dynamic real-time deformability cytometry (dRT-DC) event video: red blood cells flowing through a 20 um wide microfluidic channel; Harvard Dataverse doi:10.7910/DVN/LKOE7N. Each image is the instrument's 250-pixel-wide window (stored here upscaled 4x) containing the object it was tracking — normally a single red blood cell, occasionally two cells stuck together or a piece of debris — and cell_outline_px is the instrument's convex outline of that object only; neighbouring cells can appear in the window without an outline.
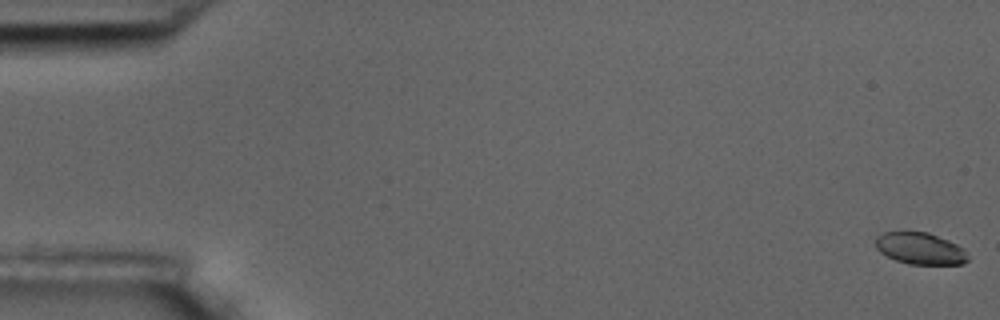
{"species": "common noctule bat (a hibernating species)", "species_latin": "Nyctalus noctula", "temperature_condition": "room temperature", "stored_images_in_passage": 6, "segment_of_instrument_passage": [2, 2], "camera_frame_rate_fps": 3000, "um_per_image_px": 0.085, "animal": {"sex": "male", "body_mass_g": 17.5, "forearm_length_mm": 52.3}, "frame": {"image": 1, "passage_image": 6, "time_ms": 6.667, "image_size_px": [1000, 320], "cell_outline_px": [[968, 260], [964, 264], [908, 264], [896, 260], [880, 252], [876, 248], [876, 236], [884, 232], [928, 232], [948, 240], [964, 248], [968, 256]], "centroid_in_image_um": [78.23, 21.12], "position_along_channel_um": 6.8, "area_um2": 17.05}}